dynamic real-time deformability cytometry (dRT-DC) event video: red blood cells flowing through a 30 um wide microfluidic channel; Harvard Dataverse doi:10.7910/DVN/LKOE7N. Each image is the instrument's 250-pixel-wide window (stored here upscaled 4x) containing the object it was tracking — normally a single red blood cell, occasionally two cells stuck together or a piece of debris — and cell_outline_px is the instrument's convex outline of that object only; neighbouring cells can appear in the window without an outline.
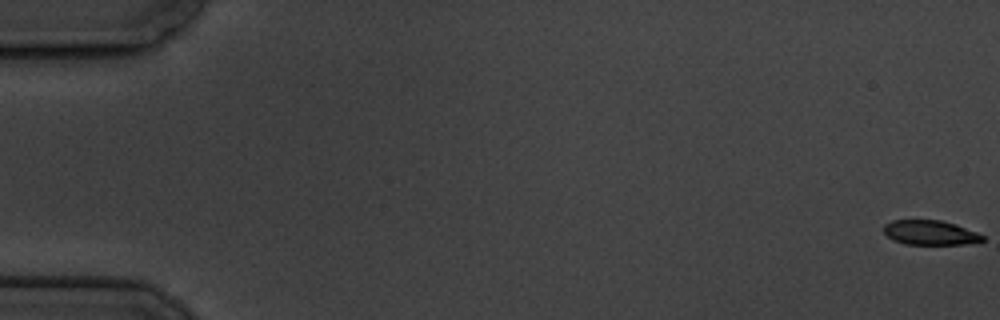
{"species": "common noctule bat (a hibernating species)", "species_latin": "Nyctalus noctula", "temperature_condition": "cold", "stored_images_in_passage": 6, "camera_frame_rate_fps": 3000, "um_per_image_px": 0.085, "animal": {"sex": "male", "body_mass_g": 19.5, "forearm_length_mm": 54.6}, "frame": {"image": 1, "passage_image": 1, "time_ms": 0.0, "image_size_px": [1000, 320], "cell_outline_px": [[984, 240], [964, 244], [904, 244], [892, 240], [884, 232], [884, 224], [892, 220], [940, 220], [956, 224], [976, 232], [984, 236]], "centroid_in_image_um": [79.03, 19.77], "position_along_channel_um": 6.0, "area_um2": 14.1}}
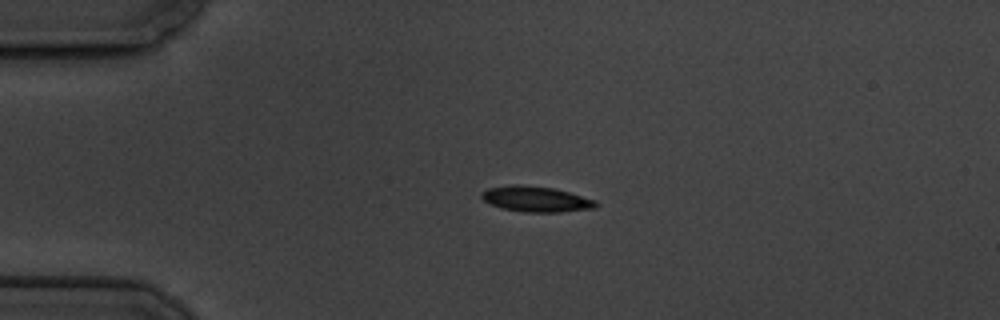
{"frame": {"image": 2, "passage_image": 5, "time_ms": 4.667, "image_size_px": [1000, 320], "cell_outline_px": [[600, 204], [596, 208], [560, 212], [524, 212], [500, 208], [484, 200], [480, 196], [480, 192], [488, 188], [512, 184], [520, 184], [556, 188], [596, 200]], "centroid_in_image_um": [45.58, 16.91], "position_along_channel_um": 39.4, "area_um2": 17.28}}